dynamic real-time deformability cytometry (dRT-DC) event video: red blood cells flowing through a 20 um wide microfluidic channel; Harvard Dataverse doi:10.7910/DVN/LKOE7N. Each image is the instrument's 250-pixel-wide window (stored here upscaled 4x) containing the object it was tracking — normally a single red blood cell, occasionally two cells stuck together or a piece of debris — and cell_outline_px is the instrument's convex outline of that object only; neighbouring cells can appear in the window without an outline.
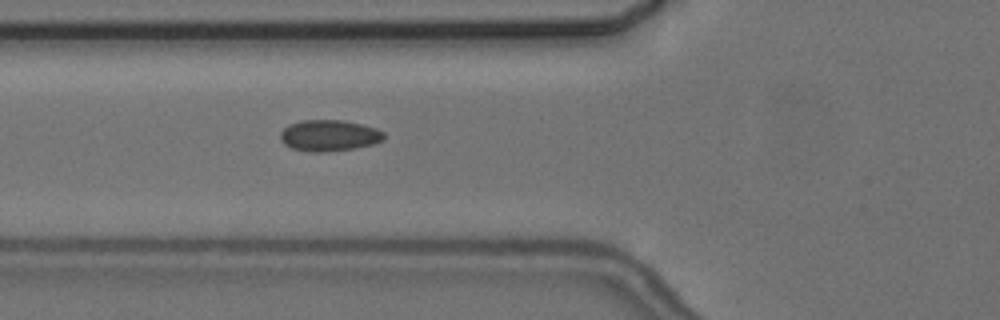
{"species": "common noctule bat (a hibernating species)", "species_latin": "Nyctalus noctula", "temperature_condition": "cold", "stored_images_in_passage": 7, "camera_frame_rate_fps": 3000, "um_per_image_px": 0.085, "animal": {"sex": "female", "body_mass_g": 24.6, "forearm_length_mm": 56.2}, "frame": {"image": 1, "passage_image": 7, "time_ms": 7.0, "image_size_px": [1000, 320], "cell_outline_px": [[384, 140], [372, 144], [356, 148], [324, 152], [308, 152], [292, 148], [284, 144], [280, 140], [280, 132], [288, 124], [300, 120], [344, 120], [376, 128], [384, 132]], "centroid_in_image_um": [27.95, 11.52], "position_along_channel_um": 97.9, "area_um2": 19.02}}